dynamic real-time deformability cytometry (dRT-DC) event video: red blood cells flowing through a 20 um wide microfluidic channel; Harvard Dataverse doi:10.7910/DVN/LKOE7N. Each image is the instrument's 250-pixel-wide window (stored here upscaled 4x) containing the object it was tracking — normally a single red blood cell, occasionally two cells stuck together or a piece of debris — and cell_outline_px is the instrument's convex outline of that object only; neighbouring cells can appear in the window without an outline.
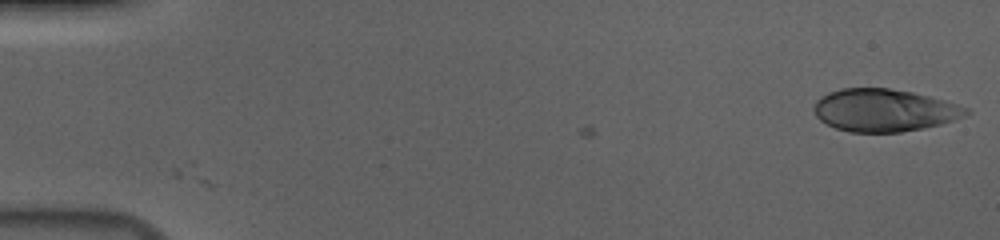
{"species": "human", "species_latin": "Homo sapiens", "temperature_condition": "cold", "stored_images_in_passage": 55, "camera_frame_rate_fps": 3000, "um_per_image_px": 0.085, "donor": {"sex": "male"}, "frame": {"image": 1, "passage_image": 1, "time_ms": 0.0, "image_size_px": [1000, 240], "cell_outline_px": [[972, 112], [956, 120], [924, 128], [900, 132], [848, 132], [836, 128], [820, 120], [816, 116], [812, 108], [816, 100], [820, 96], [828, 92], [840, 88], [888, 88], [912, 92], [944, 100], [968, 108]], "centroid_in_image_um": [75.13, 9.37], "position_along_channel_um": 9.9, "area_um2": 37.86}}
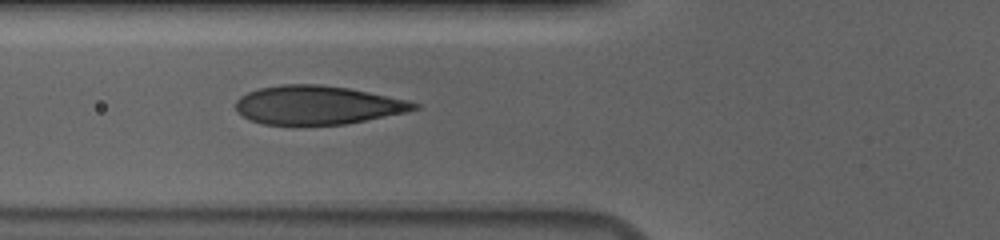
{"frame": {"image": 2, "passage_image": 21, "time_ms": 6.667, "image_size_px": [1000, 240], "cell_outline_px": [[420, 108], [408, 112], [344, 124], [264, 124], [248, 120], [236, 112], [236, 100], [240, 96], [248, 92], [260, 88], [280, 84], [320, 84], [348, 88], [408, 100], [420, 104]], "centroid_in_image_um": [26.97, 8.92], "position_along_channel_um": 98.8, "area_um2": 40.17}}
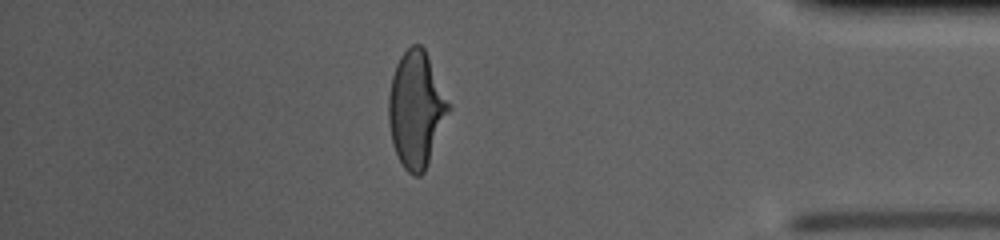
{"frame": {"image": 3, "passage_image": 48, "time_ms": 15.667, "image_size_px": [1000, 240], "cell_outline_px": [[452, 108], [428, 164], [424, 172], [420, 176], [416, 176], [408, 172], [404, 168], [392, 144], [388, 120], [388, 96], [392, 76], [396, 64], [400, 56], [412, 44], [420, 44], [424, 48], [452, 104]], "centroid_in_image_um": [35.4, 9.29], "position_along_channel_um": 399.8, "area_um2": 41.04}, "authors_computed_cell_mechanics": {"area_um2": 40.46, "velocity_mm_per_s": 3.6949, "shape_relaxation_time_tau1_ms": 3.9928, "shape_relaxation_time_tau2_ms": null, "deformation_change_tau1": 0.1678, "deformation_change_tau2": null}}